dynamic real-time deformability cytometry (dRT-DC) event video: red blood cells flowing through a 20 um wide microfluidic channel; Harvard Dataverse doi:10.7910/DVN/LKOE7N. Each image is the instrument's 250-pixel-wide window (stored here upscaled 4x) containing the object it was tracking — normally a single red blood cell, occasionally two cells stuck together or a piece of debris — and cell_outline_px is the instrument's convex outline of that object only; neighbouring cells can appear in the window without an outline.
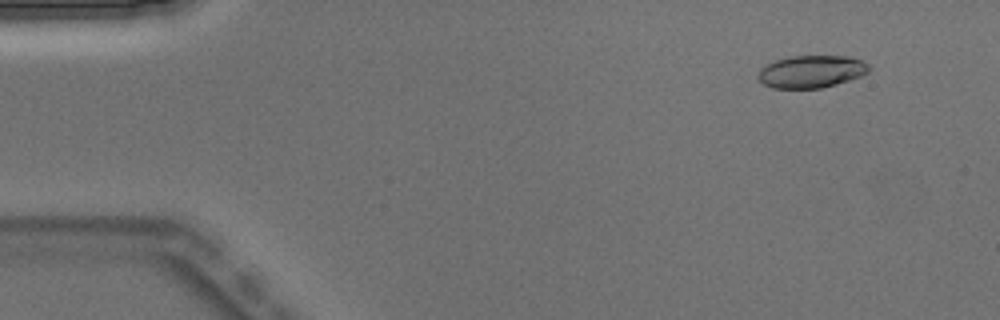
{"species": "Egyptian fruit bat (a non-hibernating species)", "species_latin": "Rousettus aegyptiacus", "temperature_condition": "warm", "stored_images_in_passage": 5, "camera_frame_rate_fps": 3000, "um_per_image_px": 0.085, "animal": {"sex": "male"}, "frame": {"image": 1, "passage_image": 2, "time_ms": 0.333, "image_size_px": [1000, 320], "cell_outline_px": [[872, 68], [868, 72], [860, 76], [836, 84], [820, 88], [772, 88], [764, 84], [756, 76], [760, 68], [776, 60], [792, 56], [852, 56], [868, 64]], "centroid_in_image_um": [68.97, 6.08], "position_along_channel_um": 16.0, "area_um2": 20.92}}